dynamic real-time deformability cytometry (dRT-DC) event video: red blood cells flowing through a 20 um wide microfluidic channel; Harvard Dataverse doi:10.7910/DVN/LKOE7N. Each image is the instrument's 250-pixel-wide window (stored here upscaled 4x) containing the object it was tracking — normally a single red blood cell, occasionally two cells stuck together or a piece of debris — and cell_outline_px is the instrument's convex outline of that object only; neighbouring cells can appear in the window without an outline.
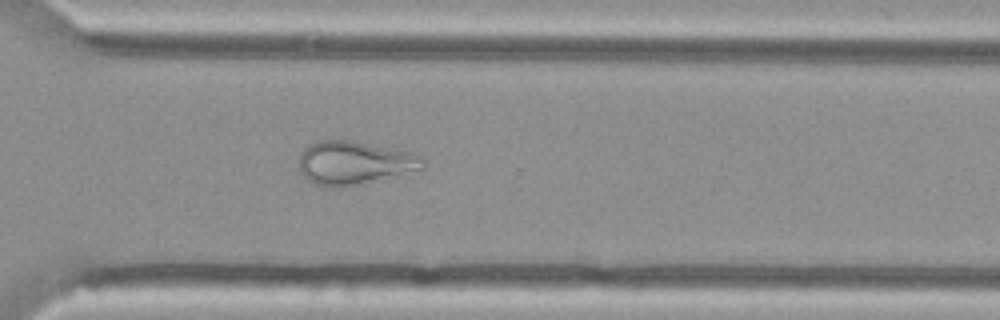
{"species": "Egyptian fruit bat (a non-hibernating species)", "species_latin": "Rousettus aegyptiacus", "temperature_condition": "cold", "stored_images_in_passage": 55, "camera_frame_rate_fps": 3000, "um_per_image_px": 0.085, "animal": {"sex": "female"}, "frame": {"image": 1, "passage_image": 40, "time_ms": 13.0, "image_size_px": [1000, 320], "cell_outline_px": [[424, 168], [344, 188], [324, 188], [312, 184], [300, 172], [300, 156], [304, 148], [308, 144], [316, 140], [352, 140], [412, 152], [420, 156], [424, 160]], "centroid_in_image_um": [30.06, 13.85], "position_along_channel_um": 340.5, "area_um2": 31.62}}
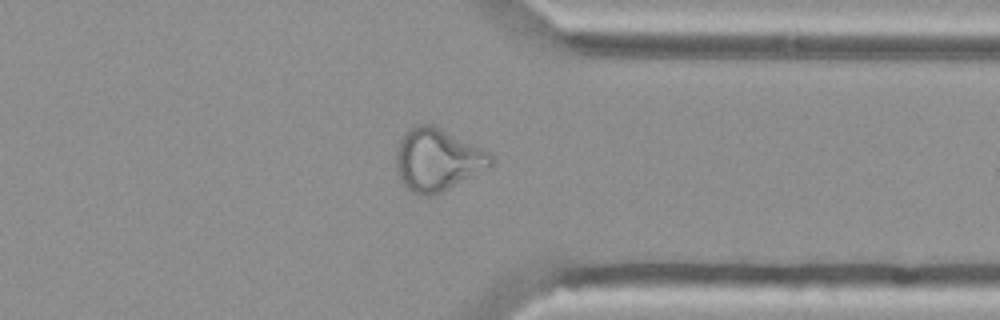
{"frame": {"image": 2, "passage_image": 43, "time_ms": 14.0, "image_size_px": [1000, 320], "cell_outline_px": [[496, 156], [492, 164], [488, 168], [436, 196], [420, 196], [412, 192], [400, 180], [396, 172], [396, 152], [400, 140], [408, 128], [416, 124], [432, 124], [492, 152]], "centroid_in_image_um": [37.2, 13.59], "position_along_channel_um": 374.2, "area_um2": 35.03}}
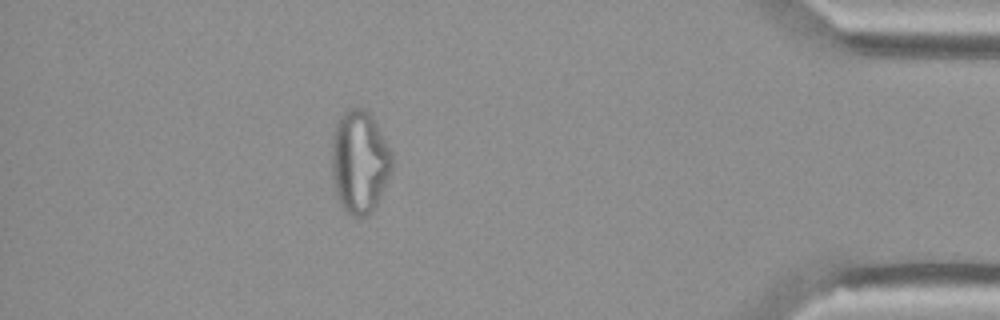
{"frame": {"image": 3, "passage_image": 49, "time_ms": 16.0, "image_size_px": [1000, 320], "cell_outline_px": [[392, 168], [380, 196], [372, 212], [368, 216], [352, 216], [344, 212], [340, 204], [332, 184], [332, 132], [340, 116], [348, 108], [364, 108], [372, 116], [392, 156]], "centroid_in_image_um": [30.52, 13.78], "position_along_channel_um": 404.7, "area_um2": 36.07}}